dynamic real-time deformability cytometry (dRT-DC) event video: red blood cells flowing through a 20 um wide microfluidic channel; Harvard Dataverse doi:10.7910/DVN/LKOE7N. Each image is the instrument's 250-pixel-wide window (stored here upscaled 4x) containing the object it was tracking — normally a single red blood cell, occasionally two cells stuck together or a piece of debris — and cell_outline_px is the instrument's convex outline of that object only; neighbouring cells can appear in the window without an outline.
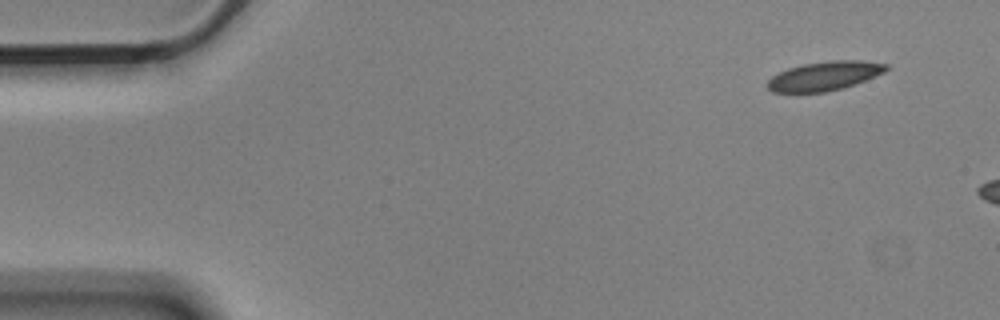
{"species": "Egyptian fruit bat (a non-hibernating species)", "species_latin": "Rousettus aegyptiacus", "temperature_condition": "cold", "stored_images_in_passage": 3, "camera_frame_rate_fps": 3000, "um_per_image_px": 0.085, "animal": {"sex": "male"}, "frame": {"image": 1, "passage_image": 1, "time_ms": 0.0, "image_size_px": [1000, 320], "cell_outline_px": [[888, 68], [884, 72], [856, 84], [844, 88], [824, 92], [772, 92], [764, 84], [772, 76], [788, 68], [804, 64], [832, 60], [864, 60], [888, 64]], "centroid_in_image_um": [70.08, 6.46], "position_along_channel_um": 14.9, "area_um2": 20.17}}